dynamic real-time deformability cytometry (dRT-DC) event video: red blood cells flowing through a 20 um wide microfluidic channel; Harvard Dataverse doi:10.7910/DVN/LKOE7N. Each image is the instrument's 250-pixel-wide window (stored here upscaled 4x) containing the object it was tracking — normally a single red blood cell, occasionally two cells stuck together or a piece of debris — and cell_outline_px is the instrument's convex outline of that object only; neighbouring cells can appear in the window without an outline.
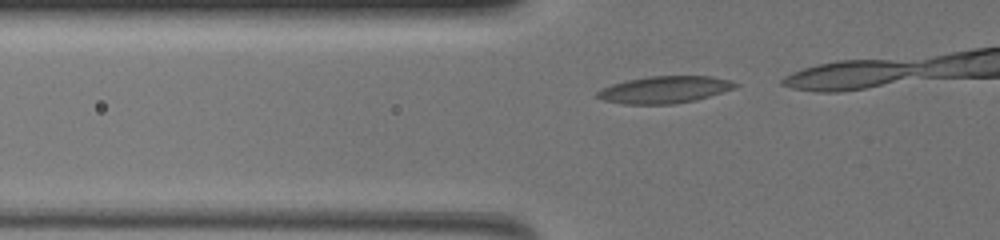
{"species": "common noctule bat (a hibernating species)", "species_latin": "Nyctalus noctula", "temperature_condition": "warm", "stored_images_in_passage": 8, "camera_frame_rate_fps": 3000, "um_per_image_px": 0.085, "animal": {"sex": "female", "body_mass_g": 19.5, "forearm_length_mm": 54.1}, "frame": {"image": 1, "passage_image": 2, "time_ms": 0.333, "image_size_px": [1000, 240], "cell_outline_px": [[740, 84], [736, 88], [696, 100], [676, 104], [624, 104], [604, 100], [596, 96], [596, 92], [612, 84], [628, 80], [648, 76], [712, 76], [732, 80]], "centroid_in_image_um": [56.55, 7.62], "position_along_channel_um": 69.3, "area_um2": 21.79}}
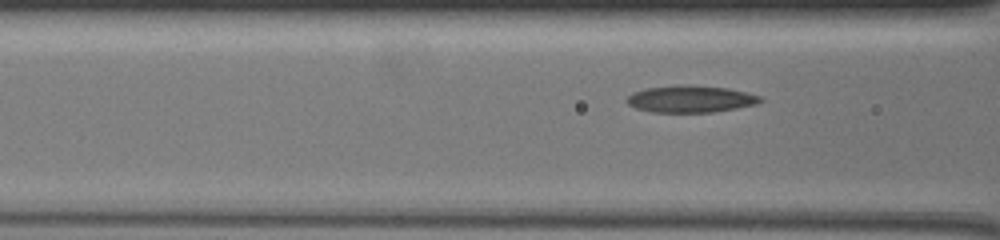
{"frame": {"image": 2, "passage_image": 6, "time_ms": 1.667, "image_size_px": [1000, 240], "cell_outline_px": [[764, 100], [756, 104], [736, 108], [712, 112], [652, 112], [636, 108], [628, 104], [624, 100], [632, 92], [644, 88], [676, 84], [692, 84], [728, 88], [760, 96]], "centroid_in_image_um": [58.65, 8.39], "position_along_channel_um": 108.0, "area_um2": 21.21}}